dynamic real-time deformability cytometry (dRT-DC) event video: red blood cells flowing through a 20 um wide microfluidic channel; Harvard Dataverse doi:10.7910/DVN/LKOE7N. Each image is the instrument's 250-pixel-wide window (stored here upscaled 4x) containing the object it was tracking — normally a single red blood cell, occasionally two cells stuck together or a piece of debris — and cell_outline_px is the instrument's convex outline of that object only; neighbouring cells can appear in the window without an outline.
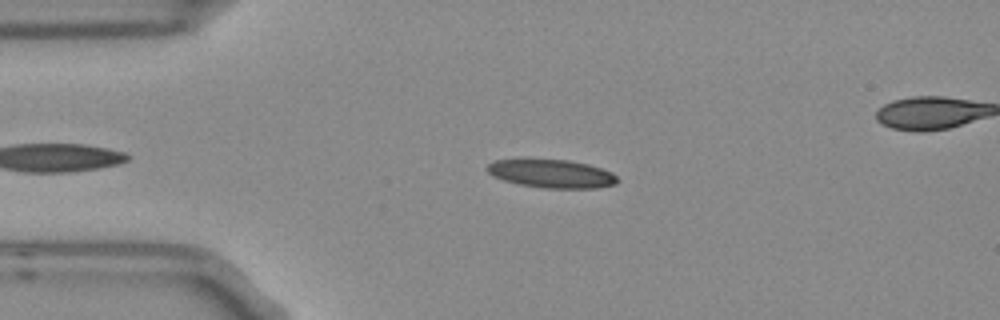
{"species": "Egyptian fruit bat (a non-hibernating species)", "species_latin": "Rousettus aegyptiacus", "temperature_condition": "room temperature", "stored_images_in_passage": 6, "segment_of_instrument_passage": [1, 2], "camera_frame_rate_fps": 3000, "um_per_image_px": 0.085, "frame": {"image": 1, "passage_image": 4, "time_ms": 1.0, "image_size_px": [1000, 320], "cell_outline_px": [[620, 180], [616, 184], [596, 188], [544, 188], [520, 184], [504, 180], [492, 176], [484, 168], [492, 160], [520, 156], [528, 156], [568, 160], [588, 164], [612, 172]], "centroid_in_image_um": [46.78, 14.7], "position_along_channel_um": 38.2, "area_um2": 22.6}}